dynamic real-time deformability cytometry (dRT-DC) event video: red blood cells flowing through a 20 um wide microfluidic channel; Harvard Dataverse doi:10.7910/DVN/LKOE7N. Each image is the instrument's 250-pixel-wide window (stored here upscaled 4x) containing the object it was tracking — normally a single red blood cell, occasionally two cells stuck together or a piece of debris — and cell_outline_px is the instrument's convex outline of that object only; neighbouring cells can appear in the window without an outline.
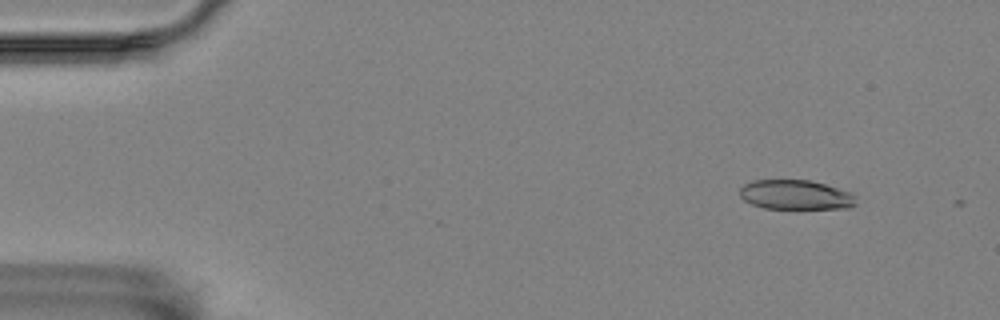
{"species": "Egyptian fruit bat (a non-hibernating species)", "species_latin": "Rousettus aegyptiacus", "temperature_condition": "room temperature", "stored_images_in_passage": 10, "camera_frame_rate_fps": 3000, "um_per_image_px": 0.085, "animal": {"sex": "female"}, "frame": {"image": 1, "passage_image": 6, "time_ms": 1.667, "image_size_px": [1000, 320], "cell_outline_px": [[856, 204], [848, 208], [764, 208], [752, 204], [744, 200], [740, 196], [740, 188], [744, 184], [752, 180], [808, 180], [824, 184], [852, 192], [856, 196]], "centroid_in_image_um": [67.64, 16.55], "position_along_channel_um": 17.4, "area_um2": 20.0}}